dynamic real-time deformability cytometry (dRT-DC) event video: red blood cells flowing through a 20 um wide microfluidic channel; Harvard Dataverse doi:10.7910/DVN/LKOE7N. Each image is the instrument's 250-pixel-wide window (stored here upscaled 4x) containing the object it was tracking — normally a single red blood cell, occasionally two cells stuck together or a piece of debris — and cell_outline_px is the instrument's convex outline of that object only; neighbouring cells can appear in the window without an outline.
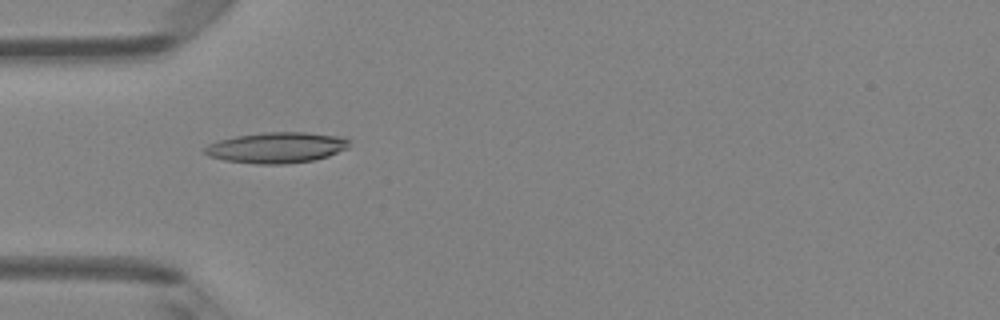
{"species": "Egyptian fruit bat (a non-hibernating species)", "species_latin": "Rousettus aegyptiacus", "temperature_condition": "room temperature", "stored_images_in_passage": 48, "camera_frame_rate_fps": 3000, "um_per_image_px": 0.085, "animal": {"sex": "female"}, "frame": {"image": 1, "passage_image": 15, "time_ms": 4.667, "image_size_px": [1000, 320], "cell_outline_px": [[348, 148], [328, 156], [312, 160], [284, 164], [256, 164], [224, 160], [208, 156], [204, 152], [204, 148], [208, 144], [220, 140], [236, 136], [264, 132], [304, 132], [344, 136], [348, 140]], "centroid_in_image_um": [23.51, 12.54], "position_along_channel_um": 61.5, "area_um2": 25.89}}
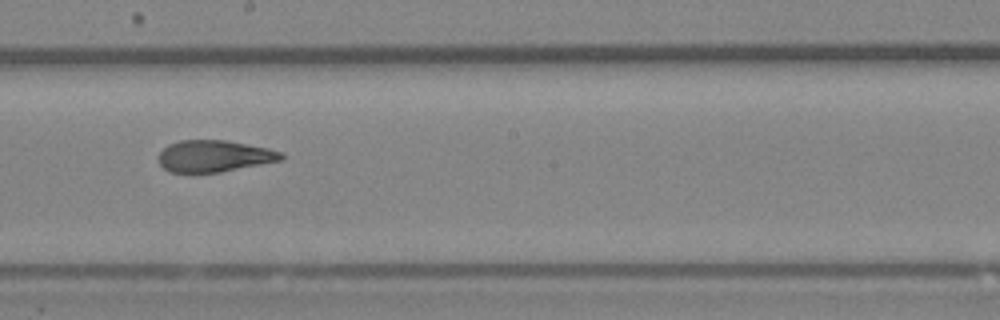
{"frame": {"image": 2, "passage_image": 27, "time_ms": 8.667, "image_size_px": [1000, 320], "cell_outline_px": [[284, 160], [220, 172], [168, 172], [160, 164], [156, 156], [168, 144], [180, 140], [228, 140], [268, 148], [280, 152], [284, 156]], "centroid_in_image_um": [18.19, 13.26], "position_along_channel_um": 230.0, "area_um2": 22.77}}
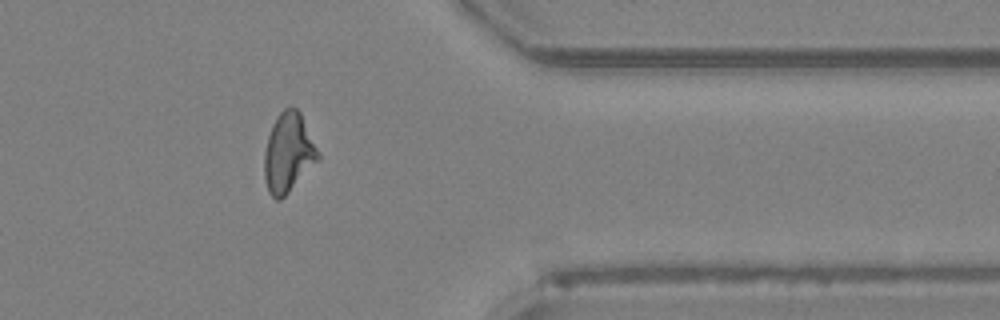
{"frame": {"image": 3, "passage_image": 39, "time_ms": 12.667, "image_size_px": [1000, 320], "cell_outline_px": [[320, 160], [280, 200], [276, 200], [268, 192], [264, 180], [264, 152], [268, 136], [272, 124], [276, 116], [284, 108], [296, 108], [300, 112], [320, 156]], "centroid_in_image_um": [24.49, 13.0], "position_along_channel_um": 386.9, "area_um2": 24.74}, "authors_computed_cell_mechanics": {"area_um2": 24.0159, "velocity_mm_per_s": 4.2689, "shape_relaxation_time_tau1_ms": null, "shape_relaxation_time_tau2_ms": 1.8439, "deformation_change_tau1": null, "deformation_change_tau2": 0.1048}}